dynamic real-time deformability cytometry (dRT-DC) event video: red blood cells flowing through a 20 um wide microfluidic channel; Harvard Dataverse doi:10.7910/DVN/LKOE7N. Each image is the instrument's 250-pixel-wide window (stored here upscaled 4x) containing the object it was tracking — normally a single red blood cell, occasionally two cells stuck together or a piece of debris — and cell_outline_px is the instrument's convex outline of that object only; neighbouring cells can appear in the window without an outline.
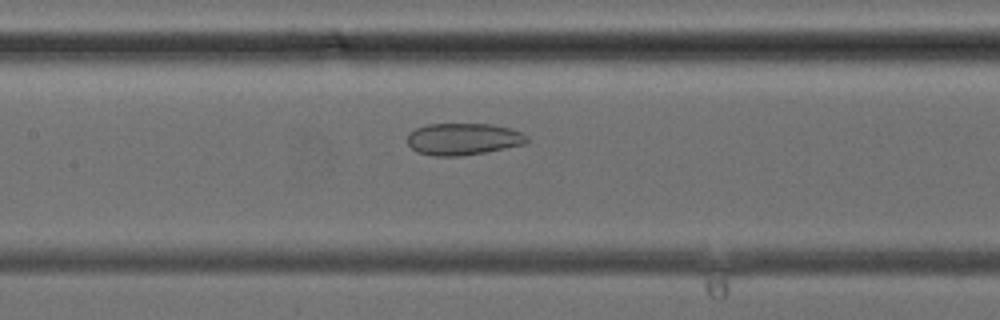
{"species": "common noctule bat (a hibernating species)", "species_latin": "Nyctalus noctula", "temperature_condition": "cold", "stored_images_in_passage": 39, "camera_frame_rate_fps": 3000, "um_per_image_px": 0.085, "animal": {"sex": "female", "body_mass_g": 24.6, "forearm_length_mm": 56.2}, "frame": {"image": 1, "passage_image": 18, "time_ms": 5.667, "image_size_px": [1000, 320], "cell_outline_px": [[528, 140], [524, 144], [484, 152], [460, 156], [436, 156], [416, 152], [408, 144], [408, 132], [416, 128], [428, 124], [492, 124], [524, 132], [528, 136]], "centroid_in_image_um": [39.36, 11.81], "position_along_channel_um": 168.0, "area_um2": 22.2}}
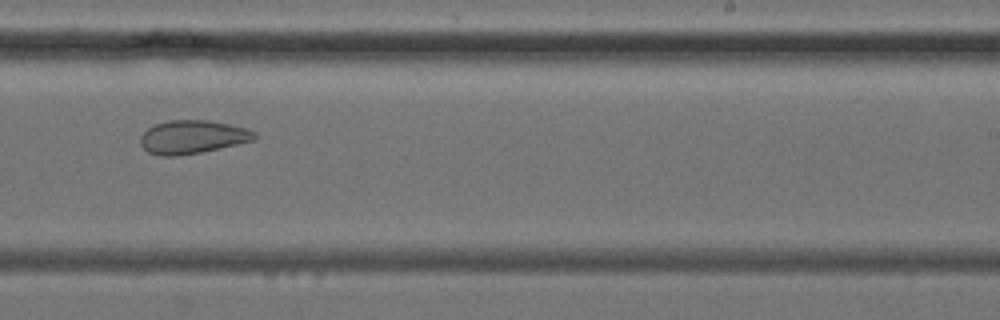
{"frame": {"image": 2, "passage_image": 24, "time_ms": 7.667, "image_size_px": [1000, 320], "cell_outline_px": [[256, 140], [200, 152], [176, 156], [160, 156], [148, 152], [140, 144], [140, 136], [148, 128], [156, 124], [168, 120], [208, 120], [228, 124], [244, 128], [256, 132]], "centroid_in_image_um": [16.34, 11.64], "position_along_channel_um": 272.7, "area_um2": 22.08}}
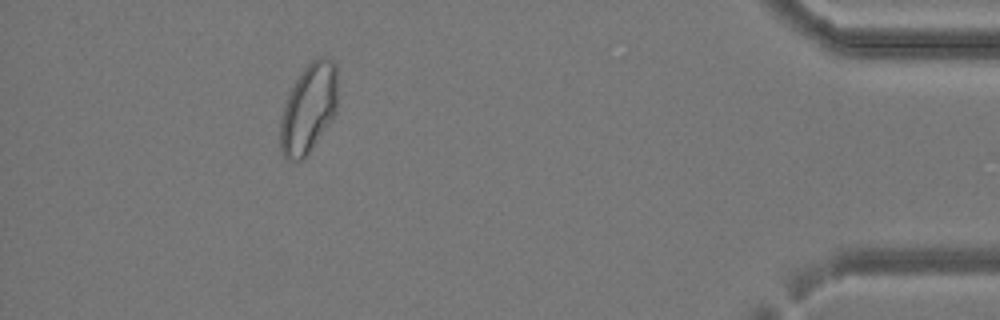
{"frame": {"image": 3, "passage_image": 35, "time_ms": 11.333, "image_size_px": [1000, 320], "cell_outline_px": [[336, 112], [332, 120], [308, 156], [304, 160], [288, 160], [280, 152], [280, 120], [284, 104], [288, 92], [304, 68], [316, 56], [328, 56], [336, 64]], "centroid_in_image_um": [26.22, 9.24], "position_along_channel_um": 409.0, "area_um2": 30.35}}